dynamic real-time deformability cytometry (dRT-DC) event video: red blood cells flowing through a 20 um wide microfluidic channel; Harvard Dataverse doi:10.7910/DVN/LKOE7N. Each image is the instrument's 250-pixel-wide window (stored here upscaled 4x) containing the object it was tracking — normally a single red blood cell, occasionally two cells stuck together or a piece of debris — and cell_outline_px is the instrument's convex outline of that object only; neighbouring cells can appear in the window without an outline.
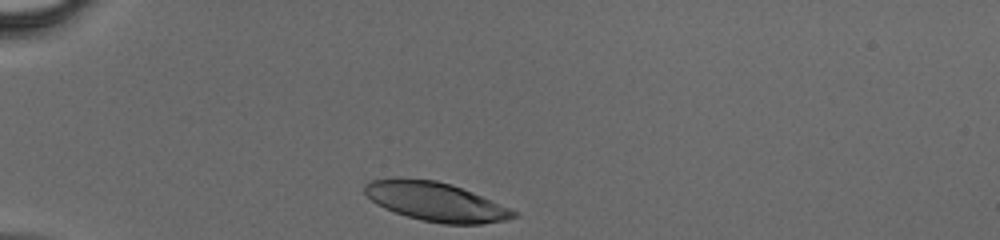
{"species": "human", "species_latin": "Homo sapiens", "temperature_condition": "cold", "stored_images_in_passage": 27, "camera_frame_rate_fps": 3000, "um_per_image_px": 0.085, "donor": {"sex": "male"}, "frame": {"image": 1, "passage_image": 1, "time_ms": 0.0, "image_size_px": [1000, 240], "cell_outline_px": [[520, 216], [504, 220], [480, 224], [444, 224], [424, 220], [408, 216], [384, 208], [376, 204], [364, 192], [364, 184], [368, 180], [436, 180], [452, 184], [472, 192], [520, 212]], "centroid_in_image_um": [37.11, 17.17], "position_along_channel_um": 47.9, "area_um2": 33.12}}
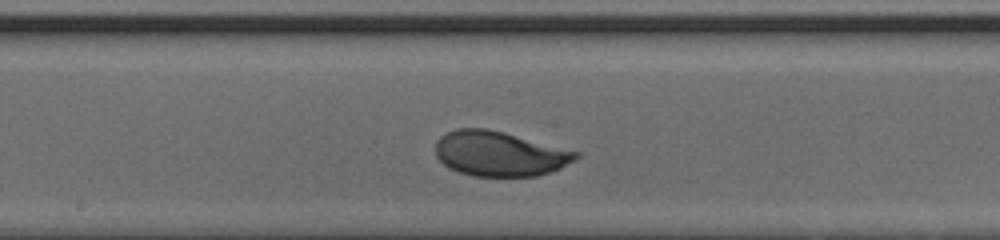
{"frame": {"image": 2, "passage_image": 14, "time_ms": 4.333, "image_size_px": [1000, 240], "cell_outline_px": [[580, 156], [576, 160], [560, 168], [536, 176], [472, 176], [448, 168], [436, 156], [436, 140], [440, 136], [456, 128], [488, 128], [504, 132], [580, 152]], "centroid_in_image_um": [42.45, 13.06], "position_along_channel_um": 205.7, "area_um2": 36.76}}
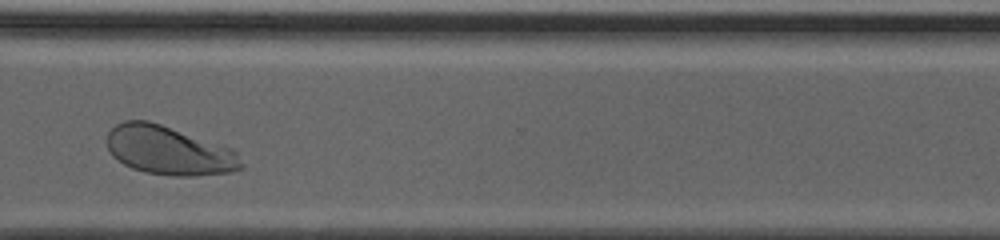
{"frame": {"image": 3, "passage_image": 24, "time_ms": 7.667, "image_size_px": [1000, 240], "cell_outline_px": [[244, 168], [232, 172], [192, 176], [172, 176], [144, 172], [132, 168], [116, 160], [112, 156], [108, 148], [108, 132], [116, 124], [124, 120], [148, 120], [232, 148], [236, 152], [244, 164]], "centroid_in_image_um": [14.36, 12.8], "position_along_channel_um": 356.2, "area_um2": 38.26}}